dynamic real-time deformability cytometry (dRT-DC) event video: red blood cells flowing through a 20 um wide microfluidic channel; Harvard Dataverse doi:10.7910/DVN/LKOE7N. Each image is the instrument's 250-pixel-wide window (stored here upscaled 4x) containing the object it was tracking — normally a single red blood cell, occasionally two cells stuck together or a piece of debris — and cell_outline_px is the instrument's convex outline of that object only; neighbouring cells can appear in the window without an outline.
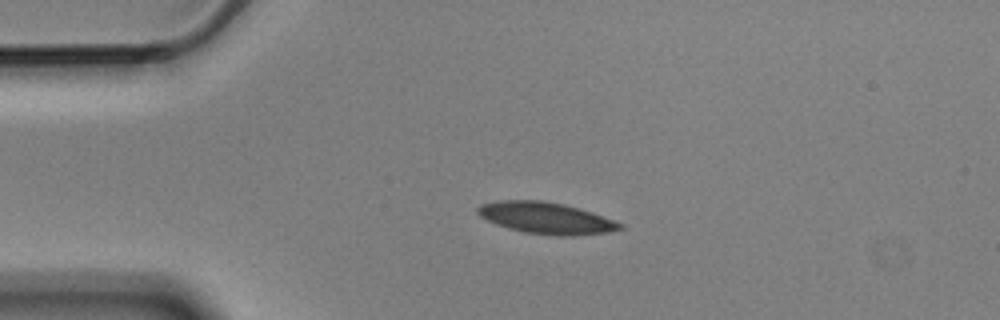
{"species": "Egyptian fruit bat (a non-hibernating species)", "species_latin": "Rousettus aegyptiacus", "temperature_condition": "cold", "stored_images_in_passage": 4, "camera_frame_rate_fps": 3000, "um_per_image_px": 0.085, "animal": {"sex": "male"}, "frame": {"image": 1, "passage_image": 3, "time_ms": 0.667, "image_size_px": [1000, 320], "cell_outline_px": [[624, 228], [608, 232], [572, 236], [556, 236], [524, 232], [508, 228], [496, 224], [480, 216], [476, 212], [476, 208], [480, 204], [500, 200], [544, 200], [564, 204], [580, 208], [592, 212], [624, 224]], "centroid_in_image_um": [46.42, 18.53], "position_along_channel_um": 38.6, "area_um2": 26.3}}